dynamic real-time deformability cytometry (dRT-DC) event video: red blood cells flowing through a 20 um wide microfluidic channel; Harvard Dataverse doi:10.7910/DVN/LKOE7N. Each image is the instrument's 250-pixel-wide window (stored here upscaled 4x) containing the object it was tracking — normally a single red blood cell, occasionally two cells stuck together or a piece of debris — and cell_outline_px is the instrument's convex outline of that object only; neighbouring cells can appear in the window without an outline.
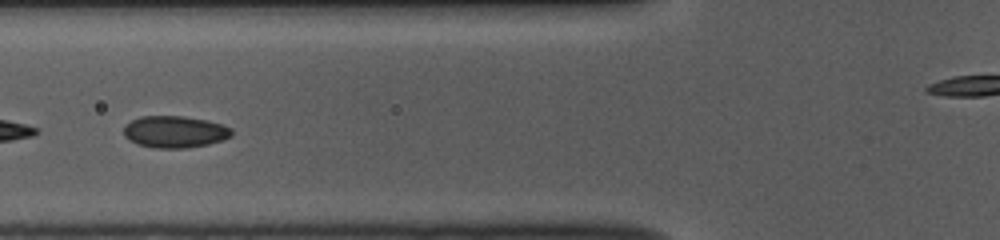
{"species": "common noctule bat (a hibernating species)", "species_latin": "Nyctalus noctula", "temperature_condition": "room temperature", "stored_images_in_passage": 34, "camera_frame_rate_fps": 3000, "um_per_image_px": 0.085, "animal": {"sex": "female", "body_mass_g": 10.0, "forearm_length_mm": 53.1}, "frame": {"image": 1, "passage_image": 19, "time_ms": 6.0, "image_size_px": [1000, 240], "cell_outline_px": [[232, 136], [208, 144], [184, 148], [156, 148], [136, 144], [128, 140], [124, 136], [124, 124], [140, 116], [184, 116], [208, 120], [232, 128]], "centroid_in_image_um": [14.82, 11.2], "position_along_channel_um": 111.0, "area_um2": 20.11}}
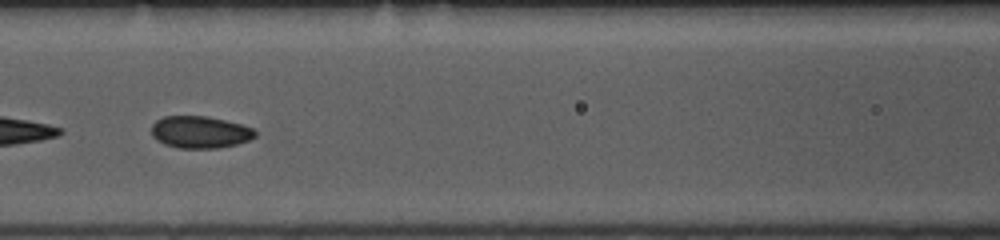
{"frame": {"image": 2, "passage_image": 22, "time_ms": 7.0, "image_size_px": [1000, 240], "cell_outline_px": [[256, 136], [248, 140], [236, 144], [216, 148], [180, 148], [164, 144], [156, 140], [152, 136], [152, 124], [156, 120], [164, 116], [208, 116], [240, 124], [252, 128], [256, 132]], "centroid_in_image_um": [16.97, 11.22], "position_along_channel_um": 149.6, "area_um2": 19.31}}
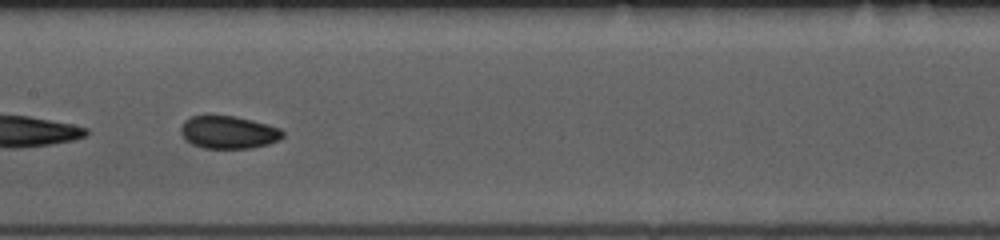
{"frame": {"image": 3, "passage_image": 25, "time_ms": 8.0, "image_size_px": [1000, 240], "cell_outline_px": [[284, 136], [280, 140], [268, 144], [252, 148], [204, 148], [192, 144], [180, 132], [180, 128], [184, 120], [192, 116], [236, 116], [252, 120], [280, 128], [284, 132]], "centroid_in_image_um": [19.45, 11.24], "position_along_channel_um": 188.0, "area_um2": 19.36}}